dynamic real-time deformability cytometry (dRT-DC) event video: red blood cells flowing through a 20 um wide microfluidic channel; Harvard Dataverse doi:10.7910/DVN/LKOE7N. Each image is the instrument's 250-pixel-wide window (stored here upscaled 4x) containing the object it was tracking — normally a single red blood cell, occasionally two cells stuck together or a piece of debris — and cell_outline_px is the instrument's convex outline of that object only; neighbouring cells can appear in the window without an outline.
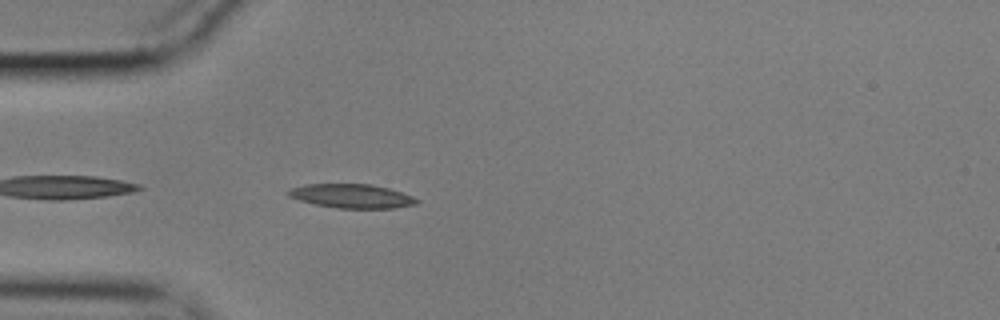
{"species": "common noctule bat (a hibernating species)", "species_latin": "Nyctalus noctula", "temperature_condition": "cold", "stored_images_in_passage": 43, "camera_frame_rate_fps": 3000, "um_per_image_px": 0.085, "animal": {"sex": "male", "body_mass_g": 17.9}, "frame": {"image": 1, "passage_image": 3, "time_ms": 0.667, "image_size_px": [1000, 320], "cell_outline_px": [[420, 200], [416, 204], [396, 208], [336, 208], [316, 204], [300, 200], [288, 196], [284, 192], [288, 188], [308, 184], [372, 184], [388, 188], [412, 196]], "centroid_in_image_um": [29.87, 16.66], "position_along_channel_um": 55.1, "area_um2": 17.98}}
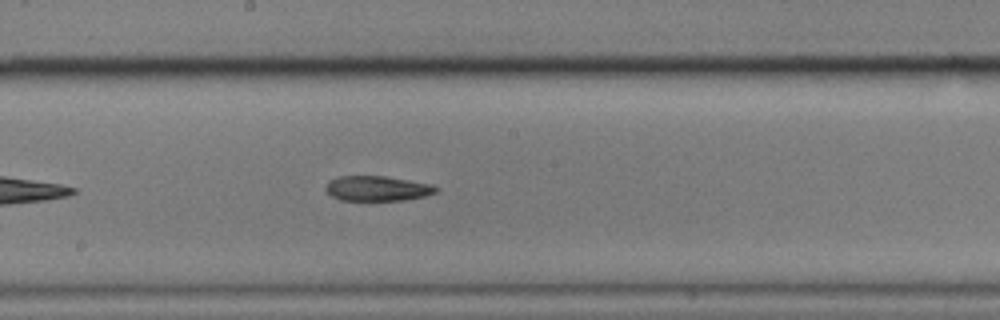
{"frame": {"image": 2, "passage_image": 17, "time_ms": 5.333, "image_size_px": [1000, 320], "cell_outline_px": [[440, 188], [436, 192], [424, 196], [404, 200], [340, 200], [332, 196], [324, 188], [328, 180], [336, 176], [388, 176], [432, 184]], "centroid_in_image_um": [32.06, 16.0], "position_along_channel_um": 216.1, "area_um2": 16.24}}
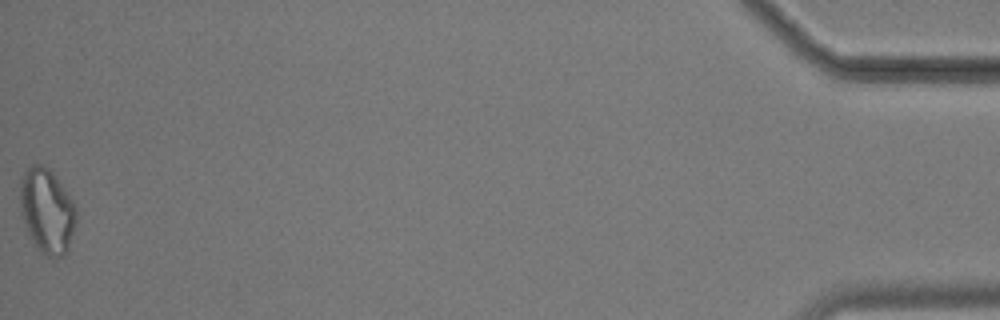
{"frame": {"image": 3, "passage_image": 43, "time_ms": 14.0, "image_size_px": [1000, 320], "cell_outline_px": [[76, 220], [68, 248], [64, 256], [56, 260], [48, 256], [36, 248], [28, 232], [20, 212], [20, 176], [32, 164], [40, 164], [48, 168], [56, 176], [72, 200], [76, 208]], "centroid_in_image_um": [3.98, 17.93], "position_along_channel_um": 431.2, "area_um2": 27.8}}